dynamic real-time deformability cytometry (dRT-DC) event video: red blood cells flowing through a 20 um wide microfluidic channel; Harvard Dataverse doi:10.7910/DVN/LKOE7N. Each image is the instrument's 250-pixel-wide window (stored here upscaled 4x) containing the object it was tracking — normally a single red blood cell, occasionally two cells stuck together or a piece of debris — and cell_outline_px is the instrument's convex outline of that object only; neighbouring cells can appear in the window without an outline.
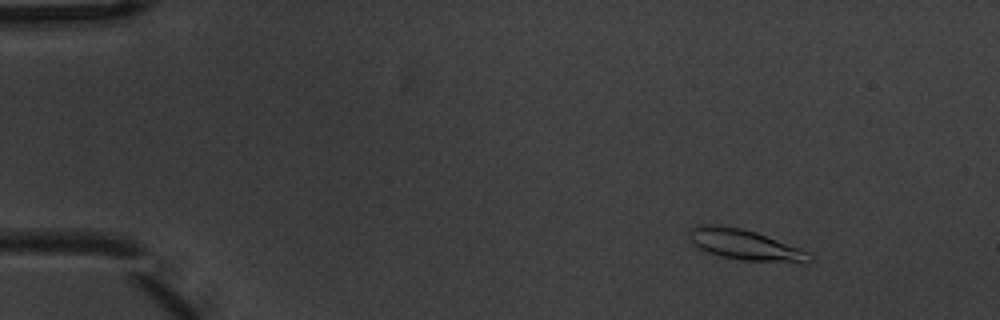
{"species": "common noctule bat (a hibernating species)", "species_latin": "Nyctalus noctula", "temperature_condition": "warm", "stored_images_in_passage": 6, "camera_frame_rate_fps": 3000, "um_per_image_px": 0.085, "animal": {"sex": "male", "body_mass_g": 20.1, "forearm_length_mm": 53.5}, "frame": {"image": 1, "passage_image": 3, "time_ms": 0.667, "image_size_px": [1000, 320], "cell_outline_px": [[816, 256], [812, 260], [804, 264], [740, 260], [720, 256], [708, 252], [692, 244], [688, 236], [688, 232], [692, 228], [700, 224], [712, 224], [740, 228], [756, 232], [800, 248]], "centroid_in_image_um": [63.38, 20.83], "position_along_channel_um": 21.6, "area_um2": 21.79}}